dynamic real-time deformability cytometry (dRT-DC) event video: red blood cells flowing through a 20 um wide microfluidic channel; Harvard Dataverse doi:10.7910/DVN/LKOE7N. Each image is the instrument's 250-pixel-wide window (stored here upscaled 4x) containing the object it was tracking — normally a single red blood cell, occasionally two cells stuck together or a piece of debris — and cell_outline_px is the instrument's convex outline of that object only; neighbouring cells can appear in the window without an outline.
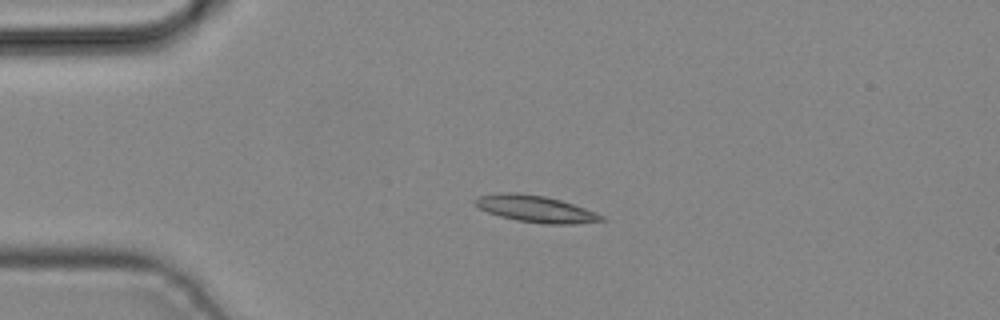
{"species": "common noctule bat (a hibernating species)", "species_latin": "Nyctalus noctula", "temperature_condition": "cold", "stored_images_in_passage": 4, "camera_frame_rate_fps": 3000, "um_per_image_px": 0.085, "animal": {"sex": "male", "body_mass_g": 19.2, "forearm_length_mm": 51.8}, "frame": {"image": 1, "passage_image": 2, "time_ms": 0.333, "image_size_px": [1000, 320], "cell_outline_px": [[604, 220], [576, 224], [540, 224], [516, 220], [500, 216], [488, 212], [480, 208], [472, 200], [476, 196], [504, 192], [516, 192], [544, 196], [560, 200], [596, 212], [604, 216]], "centroid_in_image_um": [45.5, 17.75], "position_along_channel_um": 39.5, "area_um2": 19.65}}
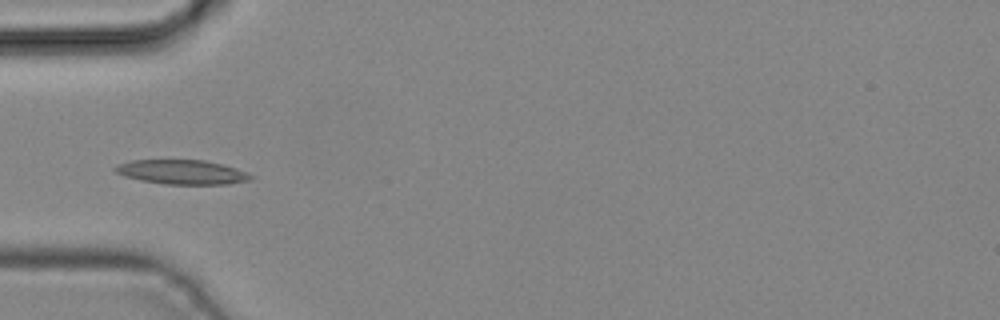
{"frame": {"image": 2, "passage_image": 3, "time_ms": 0.667, "image_size_px": [1000, 320], "cell_outline_px": [[252, 180], [228, 184], [164, 184], [140, 180], [124, 176], [116, 172], [112, 168], [120, 164], [132, 160], [204, 160], [236, 168], [252, 176]], "centroid_in_image_um": [15.45, 14.63], "position_along_channel_um": 69.6, "area_um2": 19.07}}
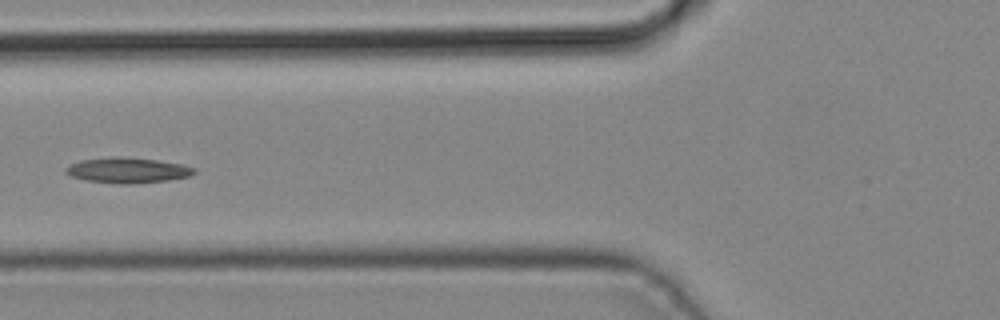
{"frame": {"image": 3, "passage_image": 4, "time_ms": 1.0, "image_size_px": [1000, 320], "cell_outline_px": [[196, 172], [188, 176], [168, 180], [132, 184], [120, 184], [88, 180], [72, 176], [64, 172], [64, 168], [68, 164], [80, 160], [116, 156], [156, 160], [184, 164], [196, 168]], "centroid_in_image_um": [10.83, 14.46], "position_along_channel_um": 115.0, "area_um2": 19.02}}